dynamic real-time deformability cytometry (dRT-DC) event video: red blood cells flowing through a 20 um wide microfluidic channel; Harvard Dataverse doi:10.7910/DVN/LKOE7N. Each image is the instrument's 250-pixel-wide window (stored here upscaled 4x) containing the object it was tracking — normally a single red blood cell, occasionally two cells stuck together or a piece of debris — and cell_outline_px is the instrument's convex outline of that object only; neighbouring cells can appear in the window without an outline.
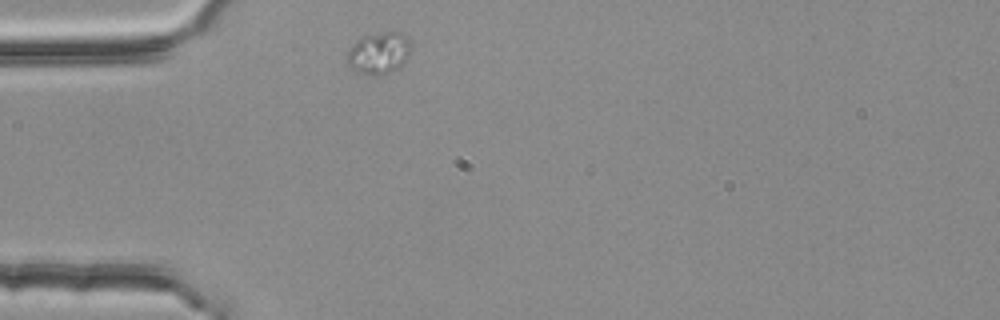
{"species": "common noctule bat (a hibernating species)", "species_latin": "Nyctalus noctula", "temperature_condition": "room temperature", "stored_images_in_passage": 35, "camera_frame_rate_fps": 3000, "um_per_image_px": 0.085, "animal": {"sex": "female", "body_mass_g": 25.1}, "frame": {"image": 1, "passage_image": 1, "time_ms": 0.0, "image_size_px": [1000, 320], "cell_outline_px": [[408, 56], [400, 68], [392, 72], [376, 76], [368, 76], [356, 72], [348, 68], [348, 52], [360, 36], [384, 32], [400, 32], [408, 36]], "centroid_in_image_um": [32.18, 4.55], "position_along_channel_um": 52.8, "area_um2": 15.66}}